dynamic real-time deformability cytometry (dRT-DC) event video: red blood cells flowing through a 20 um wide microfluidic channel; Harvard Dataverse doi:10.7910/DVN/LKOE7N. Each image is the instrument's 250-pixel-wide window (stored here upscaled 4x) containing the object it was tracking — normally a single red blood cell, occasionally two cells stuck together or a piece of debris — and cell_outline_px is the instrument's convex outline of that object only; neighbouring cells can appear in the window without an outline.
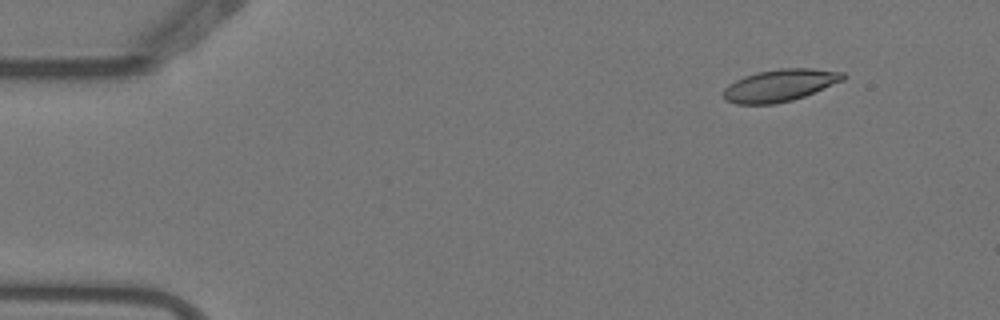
{"species": "Egyptian fruit bat (a non-hibernating species)", "species_latin": "Rousettus aegyptiacus", "temperature_condition": "warm", "stored_images_in_passage": 5, "camera_frame_rate_fps": 3000, "um_per_image_px": 0.085, "animal": {"sex": "female"}, "frame": {"image": 1, "passage_image": 2, "time_ms": 0.333, "image_size_px": [1000, 320], "cell_outline_px": [[848, 76], [844, 80], [804, 96], [792, 100], [776, 104], [736, 104], [724, 100], [724, 88], [728, 84], [744, 76], [756, 72], [780, 68], [812, 68], [844, 72]], "centroid_in_image_um": [66.29, 7.25], "position_along_channel_um": 18.7, "area_um2": 22.54}}
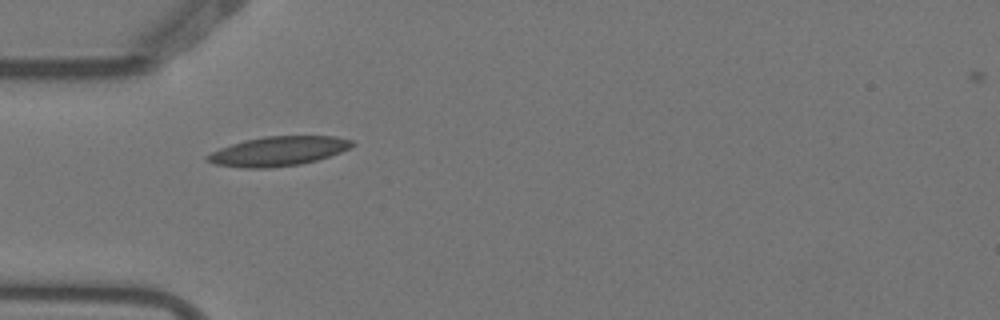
{"frame": {"image": 2, "passage_image": 5, "time_ms": 1.333, "image_size_px": [1000, 320], "cell_outline_px": [[356, 144], [340, 152], [316, 160], [300, 164], [268, 168], [244, 168], [216, 164], [204, 160], [204, 156], [220, 148], [244, 140], [264, 136], [336, 136], [352, 140]], "centroid_in_image_um": [23.63, 12.85], "position_along_channel_um": 61.4, "area_um2": 24.74}}